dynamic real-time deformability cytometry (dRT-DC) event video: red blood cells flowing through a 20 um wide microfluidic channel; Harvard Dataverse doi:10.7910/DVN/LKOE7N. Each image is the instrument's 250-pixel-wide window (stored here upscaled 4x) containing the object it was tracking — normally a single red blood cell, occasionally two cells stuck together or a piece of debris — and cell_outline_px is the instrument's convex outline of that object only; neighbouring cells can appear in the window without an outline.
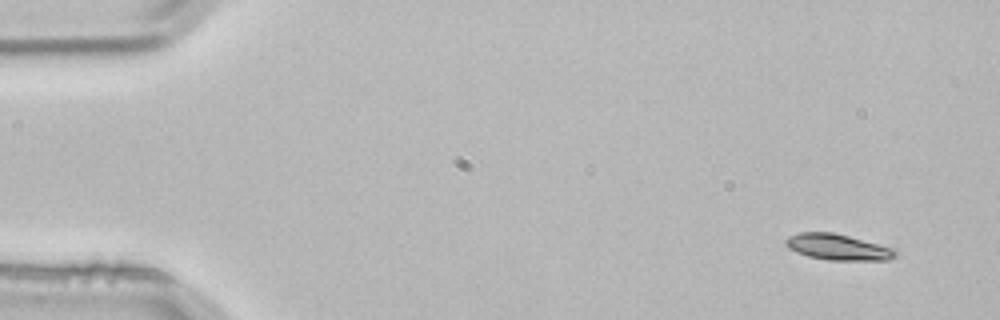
{"species": "common noctule bat (a hibernating species)", "species_latin": "Nyctalus noctula", "temperature_condition": "room temperature", "stored_images_in_passage": 4, "segment_of_instrument_passage": [2, 2], "camera_frame_rate_fps": 3000, "um_per_image_px": 0.085, "animal": {"sex": "male", "body_mass_g": 21.5, "forearm_length_mm": 52.0}, "frame": {"image": 1, "passage_image": 4, "time_ms": 1.0, "image_size_px": [1000, 320], "cell_outline_px": [[896, 256], [888, 260], [828, 260], [808, 256], [796, 252], [788, 248], [784, 244], [784, 240], [788, 236], [800, 232], [832, 232], [896, 248]], "centroid_in_image_um": [71.2, 21.0], "position_along_channel_um": 13.8, "area_um2": 16.7}}